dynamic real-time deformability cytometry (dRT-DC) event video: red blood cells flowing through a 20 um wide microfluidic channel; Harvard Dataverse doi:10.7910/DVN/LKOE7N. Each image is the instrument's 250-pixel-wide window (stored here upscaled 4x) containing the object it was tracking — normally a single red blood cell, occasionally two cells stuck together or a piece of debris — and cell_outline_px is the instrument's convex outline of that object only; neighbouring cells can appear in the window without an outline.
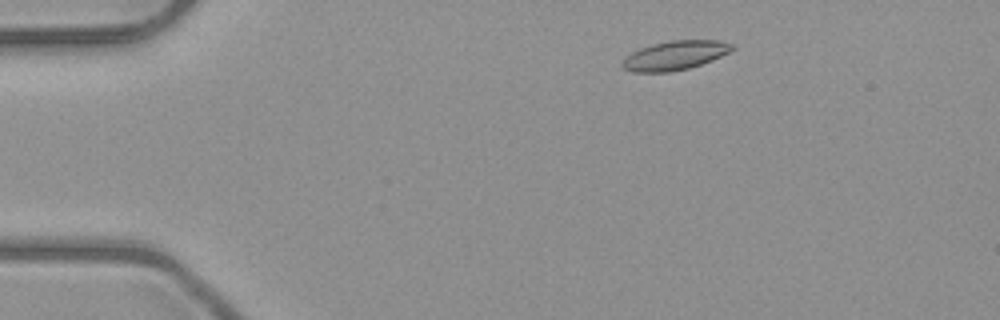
{"species": "common noctule bat (a hibernating species)", "species_latin": "Nyctalus noctula", "temperature_condition": "room temperature", "stored_images_in_passage": 48, "camera_frame_rate_fps": 3000, "um_per_image_px": 0.085, "animal": {"sex": "male", "body_mass_g": 23.1, "forearm_length_mm": 52.7}, "frame": {"image": 1, "passage_image": 5, "time_ms": 1.333, "image_size_px": [1000, 320], "cell_outline_px": [[736, 48], [712, 60], [688, 68], [668, 72], [632, 72], [624, 68], [620, 64], [620, 60], [632, 52], [640, 48], [652, 44], [672, 40], [720, 40], [732, 44]], "centroid_in_image_um": [57.33, 4.7], "position_along_channel_um": 27.7, "area_um2": 18.61}}
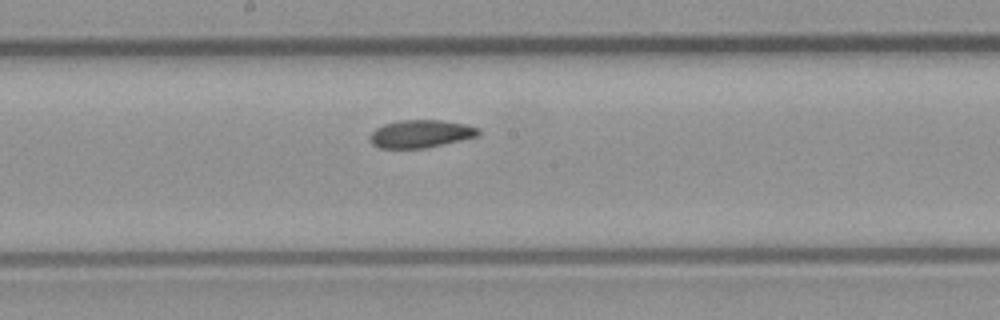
{"frame": {"image": 2, "passage_image": 24, "time_ms": 7.667, "image_size_px": [1000, 320], "cell_outline_px": [[480, 136], [424, 148], [380, 148], [372, 144], [368, 140], [368, 136], [376, 128], [384, 124], [400, 120], [440, 120], [468, 124], [480, 128]], "centroid_in_image_um": [35.77, 11.37], "position_along_channel_um": 212.4, "area_um2": 17.74}}
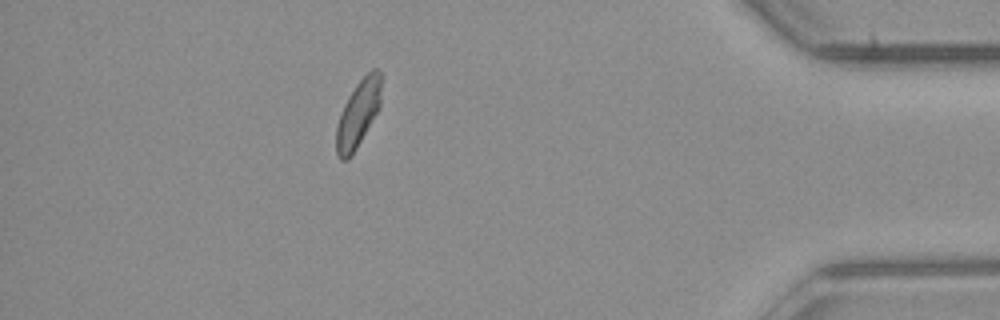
{"frame": {"image": 3, "passage_image": 42, "time_ms": 13.667, "image_size_px": [1000, 320], "cell_outline_px": [[380, 108], [352, 156], [348, 160], [340, 160], [336, 152], [336, 128], [344, 104], [348, 96], [356, 84], [372, 68], [376, 68], [380, 72]], "centroid_in_image_um": [30.43, 9.7], "position_along_channel_um": 404.8, "area_um2": 17.46}, "authors_computed_cell_mechanics": {"area_um2": 18.0914, "velocity_mm_per_s": 4.0038, "shape_relaxation_time_tau1_ms": 8.8949, "shape_relaxation_time_tau2_ms": 3.2144, "deformation_change_tau1": 0.1606, "deformation_change_tau2": 0.0773}}